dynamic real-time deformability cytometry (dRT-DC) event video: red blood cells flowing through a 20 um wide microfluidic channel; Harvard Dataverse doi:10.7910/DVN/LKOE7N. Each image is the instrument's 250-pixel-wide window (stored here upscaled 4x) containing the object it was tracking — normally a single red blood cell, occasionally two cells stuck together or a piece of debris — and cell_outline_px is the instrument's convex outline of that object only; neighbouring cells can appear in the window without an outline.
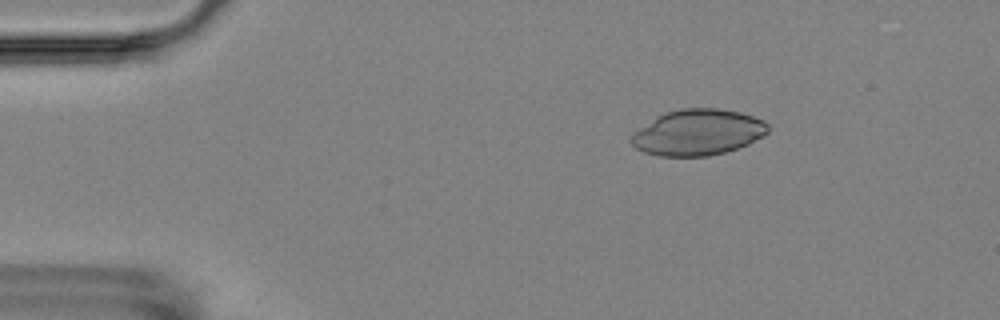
{"species": "Egyptian fruit bat (a non-hibernating species)", "species_latin": "Rousettus aegyptiacus", "temperature_condition": "room temperature", "stored_images_in_passage": 4, "camera_frame_rate_fps": 3000, "um_per_image_px": 0.085, "animal": {"sex": "female"}, "frame": {"image": 1, "passage_image": 2, "time_ms": 2.0, "image_size_px": [1000, 320], "cell_outline_px": [[768, 132], [764, 136], [748, 144], [724, 152], [708, 156], [660, 156], [644, 152], [636, 148], [628, 140], [640, 128], [656, 116], [664, 112], [680, 108], [716, 108], [740, 112], [764, 120], [768, 124]], "centroid_in_image_um": [59.32, 11.24], "position_along_channel_um": 25.7, "area_um2": 36.59}}